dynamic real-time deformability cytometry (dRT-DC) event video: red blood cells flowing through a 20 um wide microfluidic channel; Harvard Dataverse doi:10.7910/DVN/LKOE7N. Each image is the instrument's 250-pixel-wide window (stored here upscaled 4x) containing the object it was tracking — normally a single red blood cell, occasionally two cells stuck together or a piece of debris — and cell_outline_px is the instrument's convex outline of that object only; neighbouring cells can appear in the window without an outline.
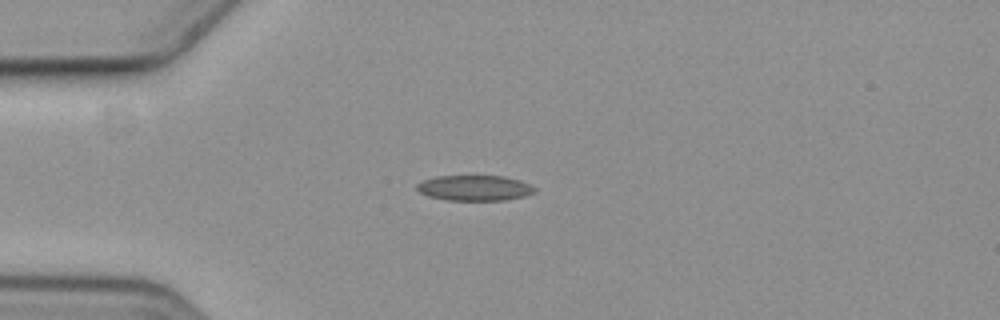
{"species": "common noctule bat (a hibernating species)", "species_latin": "Nyctalus noctula", "temperature_condition": "cold", "stored_images_in_passage": 44, "camera_frame_rate_fps": 3000, "um_per_image_px": 0.085, "animal": {"sex": "female", "body_mass_g": 19.3, "forearm_length_mm": 54.1}, "frame": {"image": 1, "passage_image": 1, "time_ms": 0.0, "image_size_px": [1000, 320], "cell_outline_px": [[536, 192], [524, 196], [504, 200], [448, 200], [428, 196], [420, 192], [416, 188], [416, 184], [424, 180], [436, 176], [504, 176], [520, 180], [536, 188]], "centroid_in_image_um": [40.34, 15.97], "position_along_channel_um": 44.7, "area_um2": 17.4}}
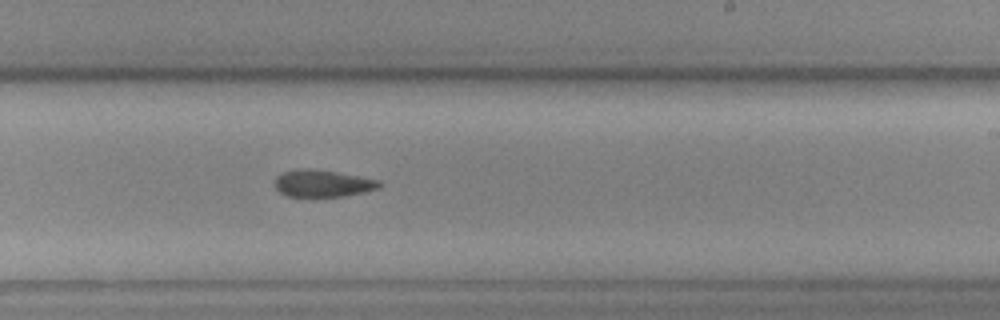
{"frame": {"image": 2, "passage_image": 21, "time_ms": 6.667, "image_size_px": [1000, 320], "cell_outline_px": [[384, 184], [380, 188], [364, 192], [344, 196], [288, 196], [280, 192], [276, 188], [276, 176], [280, 172], [296, 168], [312, 168], [336, 172], [380, 180]], "centroid_in_image_um": [27.44, 15.57], "position_along_channel_um": 261.6, "area_um2": 16.59}}
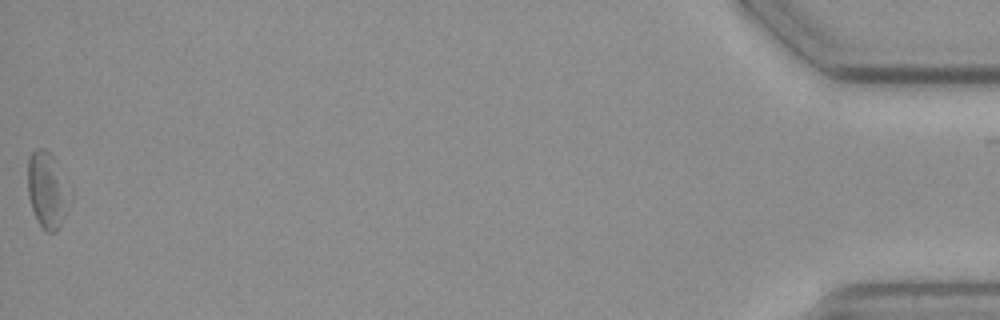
{"frame": {"image": 3, "passage_image": 44, "time_ms": 14.333, "image_size_px": [1000, 320], "cell_outline_px": [[72, 200], [60, 228], [56, 232], [48, 232], [40, 224], [32, 208], [28, 196], [28, 160], [32, 152], [36, 148], [44, 148], [52, 156], [72, 192]], "centroid_in_image_um": [4.05, 16.18], "position_along_channel_um": 431.1, "area_um2": 18.79}, "authors_computed_cell_mechanics": {"area_um2": 17.5134, "velocity_mm_per_s": 3.5734, "shape_relaxation_time_tau1_ms": 6.6393, "shape_relaxation_time_tau2_ms": 5.1781, "deformation_change_tau1": 0.1202, "deformation_change_tau2": 0.1193}}